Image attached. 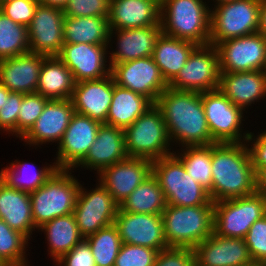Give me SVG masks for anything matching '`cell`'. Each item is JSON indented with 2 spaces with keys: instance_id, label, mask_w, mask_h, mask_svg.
<instances>
[{
  "instance_id": "cell-1",
  "label": "cell",
  "mask_w": 266,
  "mask_h": 266,
  "mask_svg": "<svg viewBox=\"0 0 266 266\" xmlns=\"http://www.w3.org/2000/svg\"><path fill=\"white\" fill-rule=\"evenodd\" d=\"M155 105L161 110L171 143L182 147L213 145L202 103V92L164 90Z\"/></svg>"
},
{
  "instance_id": "cell-2",
  "label": "cell",
  "mask_w": 266,
  "mask_h": 266,
  "mask_svg": "<svg viewBox=\"0 0 266 266\" xmlns=\"http://www.w3.org/2000/svg\"><path fill=\"white\" fill-rule=\"evenodd\" d=\"M212 201L255 193V171L246 142L212 145Z\"/></svg>"
},
{
  "instance_id": "cell-3",
  "label": "cell",
  "mask_w": 266,
  "mask_h": 266,
  "mask_svg": "<svg viewBox=\"0 0 266 266\" xmlns=\"http://www.w3.org/2000/svg\"><path fill=\"white\" fill-rule=\"evenodd\" d=\"M203 0H161L162 33L197 45L210 40L211 9Z\"/></svg>"
},
{
  "instance_id": "cell-4",
  "label": "cell",
  "mask_w": 266,
  "mask_h": 266,
  "mask_svg": "<svg viewBox=\"0 0 266 266\" xmlns=\"http://www.w3.org/2000/svg\"><path fill=\"white\" fill-rule=\"evenodd\" d=\"M161 216L169 247L194 248L213 233L214 205L167 204Z\"/></svg>"
},
{
  "instance_id": "cell-5",
  "label": "cell",
  "mask_w": 266,
  "mask_h": 266,
  "mask_svg": "<svg viewBox=\"0 0 266 266\" xmlns=\"http://www.w3.org/2000/svg\"><path fill=\"white\" fill-rule=\"evenodd\" d=\"M70 171L57 169L42 186L30 193L36 229L56 217L73 213L81 184Z\"/></svg>"
},
{
  "instance_id": "cell-6",
  "label": "cell",
  "mask_w": 266,
  "mask_h": 266,
  "mask_svg": "<svg viewBox=\"0 0 266 266\" xmlns=\"http://www.w3.org/2000/svg\"><path fill=\"white\" fill-rule=\"evenodd\" d=\"M124 137L128 157L154 161L173 154L162 112L155 104L124 129Z\"/></svg>"
},
{
  "instance_id": "cell-7",
  "label": "cell",
  "mask_w": 266,
  "mask_h": 266,
  "mask_svg": "<svg viewBox=\"0 0 266 266\" xmlns=\"http://www.w3.org/2000/svg\"><path fill=\"white\" fill-rule=\"evenodd\" d=\"M152 174L157 178L167 204L214 205L208 191L191 178L183 163L174 154L152 161Z\"/></svg>"
},
{
  "instance_id": "cell-8",
  "label": "cell",
  "mask_w": 266,
  "mask_h": 266,
  "mask_svg": "<svg viewBox=\"0 0 266 266\" xmlns=\"http://www.w3.org/2000/svg\"><path fill=\"white\" fill-rule=\"evenodd\" d=\"M215 8V9H214ZM211 8L209 44L255 34L259 29L260 0H239Z\"/></svg>"
},
{
  "instance_id": "cell-9",
  "label": "cell",
  "mask_w": 266,
  "mask_h": 266,
  "mask_svg": "<svg viewBox=\"0 0 266 266\" xmlns=\"http://www.w3.org/2000/svg\"><path fill=\"white\" fill-rule=\"evenodd\" d=\"M266 215V197L259 193L214 202L213 232L245 238L249 228Z\"/></svg>"
},
{
  "instance_id": "cell-10",
  "label": "cell",
  "mask_w": 266,
  "mask_h": 266,
  "mask_svg": "<svg viewBox=\"0 0 266 266\" xmlns=\"http://www.w3.org/2000/svg\"><path fill=\"white\" fill-rule=\"evenodd\" d=\"M202 103L211 137L216 143L246 141L250 132L241 131L244 121L241 107L234 105L220 89L202 92Z\"/></svg>"
},
{
  "instance_id": "cell-11",
  "label": "cell",
  "mask_w": 266,
  "mask_h": 266,
  "mask_svg": "<svg viewBox=\"0 0 266 266\" xmlns=\"http://www.w3.org/2000/svg\"><path fill=\"white\" fill-rule=\"evenodd\" d=\"M220 67L216 47L198 45L168 87L177 91L207 92L219 89Z\"/></svg>"
},
{
  "instance_id": "cell-12",
  "label": "cell",
  "mask_w": 266,
  "mask_h": 266,
  "mask_svg": "<svg viewBox=\"0 0 266 266\" xmlns=\"http://www.w3.org/2000/svg\"><path fill=\"white\" fill-rule=\"evenodd\" d=\"M96 188L87 191L80 186L73 214L84 239L114 223L119 204L98 181ZM86 190V191H85Z\"/></svg>"
},
{
  "instance_id": "cell-13",
  "label": "cell",
  "mask_w": 266,
  "mask_h": 266,
  "mask_svg": "<svg viewBox=\"0 0 266 266\" xmlns=\"http://www.w3.org/2000/svg\"><path fill=\"white\" fill-rule=\"evenodd\" d=\"M220 73L264 70L266 65V37L260 32L231 38L216 46Z\"/></svg>"
},
{
  "instance_id": "cell-14",
  "label": "cell",
  "mask_w": 266,
  "mask_h": 266,
  "mask_svg": "<svg viewBox=\"0 0 266 266\" xmlns=\"http://www.w3.org/2000/svg\"><path fill=\"white\" fill-rule=\"evenodd\" d=\"M111 74L115 84L148 98L153 104L168 88L152 56L114 64Z\"/></svg>"
},
{
  "instance_id": "cell-15",
  "label": "cell",
  "mask_w": 266,
  "mask_h": 266,
  "mask_svg": "<svg viewBox=\"0 0 266 266\" xmlns=\"http://www.w3.org/2000/svg\"><path fill=\"white\" fill-rule=\"evenodd\" d=\"M100 125L99 121L74 113L58 144L56 162H54L56 167L73 170L86 157Z\"/></svg>"
},
{
  "instance_id": "cell-16",
  "label": "cell",
  "mask_w": 266,
  "mask_h": 266,
  "mask_svg": "<svg viewBox=\"0 0 266 266\" xmlns=\"http://www.w3.org/2000/svg\"><path fill=\"white\" fill-rule=\"evenodd\" d=\"M63 9L38 4L28 26L29 52L57 56L64 45Z\"/></svg>"
},
{
  "instance_id": "cell-17",
  "label": "cell",
  "mask_w": 266,
  "mask_h": 266,
  "mask_svg": "<svg viewBox=\"0 0 266 266\" xmlns=\"http://www.w3.org/2000/svg\"><path fill=\"white\" fill-rule=\"evenodd\" d=\"M114 224L122 243L161 251L168 248L161 214L131 213L118 210Z\"/></svg>"
},
{
  "instance_id": "cell-18",
  "label": "cell",
  "mask_w": 266,
  "mask_h": 266,
  "mask_svg": "<svg viewBox=\"0 0 266 266\" xmlns=\"http://www.w3.org/2000/svg\"><path fill=\"white\" fill-rule=\"evenodd\" d=\"M108 47L110 46L64 43L57 56L70 69L75 83L97 80L111 74V67L106 64Z\"/></svg>"
},
{
  "instance_id": "cell-19",
  "label": "cell",
  "mask_w": 266,
  "mask_h": 266,
  "mask_svg": "<svg viewBox=\"0 0 266 266\" xmlns=\"http://www.w3.org/2000/svg\"><path fill=\"white\" fill-rule=\"evenodd\" d=\"M151 174V160L128 157L102 169L98 180L120 205Z\"/></svg>"
},
{
  "instance_id": "cell-20",
  "label": "cell",
  "mask_w": 266,
  "mask_h": 266,
  "mask_svg": "<svg viewBox=\"0 0 266 266\" xmlns=\"http://www.w3.org/2000/svg\"><path fill=\"white\" fill-rule=\"evenodd\" d=\"M193 249L196 266H244L253 262L243 238L213 232Z\"/></svg>"
},
{
  "instance_id": "cell-21",
  "label": "cell",
  "mask_w": 266,
  "mask_h": 266,
  "mask_svg": "<svg viewBox=\"0 0 266 266\" xmlns=\"http://www.w3.org/2000/svg\"><path fill=\"white\" fill-rule=\"evenodd\" d=\"M75 113L71 99H49L34 125L21 138L30 147L61 141L72 115Z\"/></svg>"
},
{
  "instance_id": "cell-22",
  "label": "cell",
  "mask_w": 266,
  "mask_h": 266,
  "mask_svg": "<svg viewBox=\"0 0 266 266\" xmlns=\"http://www.w3.org/2000/svg\"><path fill=\"white\" fill-rule=\"evenodd\" d=\"M115 81L112 74L75 83L71 101L75 113L106 124Z\"/></svg>"
},
{
  "instance_id": "cell-23",
  "label": "cell",
  "mask_w": 266,
  "mask_h": 266,
  "mask_svg": "<svg viewBox=\"0 0 266 266\" xmlns=\"http://www.w3.org/2000/svg\"><path fill=\"white\" fill-rule=\"evenodd\" d=\"M46 55L27 52L0 60V83L10 92L36 93L39 73Z\"/></svg>"
},
{
  "instance_id": "cell-24",
  "label": "cell",
  "mask_w": 266,
  "mask_h": 266,
  "mask_svg": "<svg viewBox=\"0 0 266 266\" xmlns=\"http://www.w3.org/2000/svg\"><path fill=\"white\" fill-rule=\"evenodd\" d=\"M161 33V24L141 28L110 30L109 42L116 34L118 39L117 50L108 53L110 54V67L114 64L152 56L156 40Z\"/></svg>"
},
{
  "instance_id": "cell-25",
  "label": "cell",
  "mask_w": 266,
  "mask_h": 266,
  "mask_svg": "<svg viewBox=\"0 0 266 266\" xmlns=\"http://www.w3.org/2000/svg\"><path fill=\"white\" fill-rule=\"evenodd\" d=\"M128 158L124 129L102 123L86 157L75 167L97 171Z\"/></svg>"
},
{
  "instance_id": "cell-26",
  "label": "cell",
  "mask_w": 266,
  "mask_h": 266,
  "mask_svg": "<svg viewBox=\"0 0 266 266\" xmlns=\"http://www.w3.org/2000/svg\"><path fill=\"white\" fill-rule=\"evenodd\" d=\"M110 30L160 25L158 0H110L108 14Z\"/></svg>"
},
{
  "instance_id": "cell-27",
  "label": "cell",
  "mask_w": 266,
  "mask_h": 266,
  "mask_svg": "<svg viewBox=\"0 0 266 266\" xmlns=\"http://www.w3.org/2000/svg\"><path fill=\"white\" fill-rule=\"evenodd\" d=\"M220 91L244 111L266 97V75L263 70L220 73Z\"/></svg>"
},
{
  "instance_id": "cell-28",
  "label": "cell",
  "mask_w": 266,
  "mask_h": 266,
  "mask_svg": "<svg viewBox=\"0 0 266 266\" xmlns=\"http://www.w3.org/2000/svg\"><path fill=\"white\" fill-rule=\"evenodd\" d=\"M0 218L28 239L36 227L33 222L30 194L8 187L0 180Z\"/></svg>"
},
{
  "instance_id": "cell-29",
  "label": "cell",
  "mask_w": 266,
  "mask_h": 266,
  "mask_svg": "<svg viewBox=\"0 0 266 266\" xmlns=\"http://www.w3.org/2000/svg\"><path fill=\"white\" fill-rule=\"evenodd\" d=\"M197 46L188 40L160 34L156 40L152 57L168 84L184 67L190 54Z\"/></svg>"
},
{
  "instance_id": "cell-30",
  "label": "cell",
  "mask_w": 266,
  "mask_h": 266,
  "mask_svg": "<svg viewBox=\"0 0 266 266\" xmlns=\"http://www.w3.org/2000/svg\"><path fill=\"white\" fill-rule=\"evenodd\" d=\"M74 86L70 69L58 56H47L40 69L36 93L48 99H71Z\"/></svg>"
},
{
  "instance_id": "cell-31",
  "label": "cell",
  "mask_w": 266,
  "mask_h": 266,
  "mask_svg": "<svg viewBox=\"0 0 266 266\" xmlns=\"http://www.w3.org/2000/svg\"><path fill=\"white\" fill-rule=\"evenodd\" d=\"M153 105L148 98L114 84L106 124L126 129Z\"/></svg>"
},
{
  "instance_id": "cell-32",
  "label": "cell",
  "mask_w": 266,
  "mask_h": 266,
  "mask_svg": "<svg viewBox=\"0 0 266 266\" xmlns=\"http://www.w3.org/2000/svg\"><path fill=\"white\" fill-rule=\"evenodd\" d=\"M46 233L48 252L54 262L84 240L76 224L74 214L56 217L38 228ZM50 250V251H49Z\"/></svg>"
},
{
  "instance_id": "cell-33",
  "label": "cell",
  "mask_w": 266,
  "mask_h": 266,
  "mask_svg": "<svg viewBox=\"0 0 266 266\" xmlns=\"http://www.w3.org/2000/svg\"><path fill=\"white\" fill-rule=\"evenodd\" d=\"M108 17H70L64 18V43H87L108 45Z\"/></svg>"
},
{
  "instance_id": "cell-34",
  "label": "cell",
  "mask_w": 266,
  "mask_h": 266,
  "mask_svg": "<svg viewBox=\"0 0 266 266\" xmlns=\"http://www.w3.org/2000/svg\"><path fill=\"white\" fill-rule=\"evenodd\" d=\"M166 206L164 192L151 174L120 203L119 209L131 213L162 214Z\"/></svg>"
},
{
  "instance_id": "cell-35",
  "label": "cell",
  "mask_w": 266,
  "mask_h": 266,
  "mask_svg": "<svg viewBox=\"0 0 266 266\" xmlns=\"http://www.w3.org/2000/svg\"><path fill=\"white\" fill-rule=\"evenodd\" d=\"M14 162H11L10 166H6V168L0 170V180L10 188H14L29 194L42 186L58 169L53 163V165L51 164L38 170L35 169L37 171H32V169L34 170L35 168V164L31 163L33 166L32 168L29 165L30 163H24L18 160ZM29 171H31L32 175L29 174Z\"/></svg>"
},
{
  "instance_id": "cell-36",
  "label": "cell",
  "mask_w": 266,
  "mask_h": 266,
  "mask_svg": "<svg viewBox=\"0 0 266 266\" xmlns=\"http://www.w3.org/2000/svg\"><path fill=\"white\" fill-rule=\"evenodd\" d=\"M173 154L183 163L193 180L202 185L212 200V145L187 146Z\"/></svg>"
},
{
  "instance_id": "cell-37",
  "label": "cell",
  "mask_w": 266,
  "mask_h": 266,
  "mask_svg": "<svg viewBox=\"0 0 266 266\" xmlns=\"http://www.w3.org/2000/svg\"><path fill=\"white\" fill-rule=\"evenodd\" d=\"M90 245L96 266H114L122 241L113 223L85 238Z\"/></svg>"
},
{
  "instance_id": "cell-38",
  "label": "cell",
  "mask_w": 266,
  "mask_h": 266,
  "mask_svg": "<svg viewBox=\"0 0 266 266\" xmlns=\"http://www.w3.org/2000/svg\"><path fill=\"white\" fill-rule=\"evenodd\" d=\"M29 52L28 27L15 23L0 11V60Z\"/></svg>"
},
{
  "instance_id": "cell-39",
  "label": "cell",
  "mask_w": 266,
  "mask_h": 266,
  "mask_svg": "<svg viewBox=\"0 0 266 266\" xmlns=\"http://www.w3.org/2000/svg\"><path fill=\"white\" fill-rule=\"evenodd\" d=\"M28 241L29 239L25 235L13 230L0 218V263L26 260L25 250Z\"/></svg>"
},
{
  "instance_id": "cell-40",
  "label": "cell",
  "mask_w": 266,
  "mask_h": 266,
  "mask_svg": "<svg viewBox=\"0 0 266 266\" xmlns=\"http://www.w3.org/2000/svg\"><path fill=\"white\" fill-rule=\"evenodd\" d=\"M48 100L38 93L23 94L17 118V137L22 138L31 129Z\"/></svg>"
},
{
  "instance_id": "cell-41",
  "label": "cell",
  "mask_w": 266,
  "mask_h": 266,
  "mask_svg": "<svg viewBox=\"0 0 266 266\" xmlns=\"http://www.w3.org/2000/svg\"><path fill=\"white\" fill-rule=\"evenodd\" d=\"M159 251L122 243L114 266H153Z\"/></svg>"
},
{
  "instance_id": "cell-42",
  "label": "cell",
  "mask_w": 266,
  "mask_h": 266,
  "mask_svg": "<svg viewBox=\"0 0 266 266\" xmlns=\"http://www.w3.org/2000/svg\"><path fill=\"white\" fill-rule=\"evenodd\" d=\"M110 0H68L63 8L70 17H108Z\"/></svg>"
},
{
  "instance_id": "cell-43",
  "label": "cell",
  "mask_w": 266,
  "mask_h": 266,
  "mask_svg": "<svg viewBox=\"0 0 266 266\" xmlns=\"http://www.w3.org/2000/svg\"><path fill=\"white\" fill-rule=\"evenodd\" d=\"M244 240L253 262L266 264V215L252 224Z\"/></svg>"
},
{
  "instance_id": "cell-44",
  "label": "cell",
  "mask_w": 266,
  "mask_h": 266,
  "mask_svg": "<svg viewBox=\"0 0 266 266\" xmlns=\"http://www.w3.org/2000/svg\"><path fill=\"white\" fill-rule=\"evenodd\" d=\"M38 4V0H6L0 4V11L15 23L28 27Z\"/></svg>"
},
{
  "instance_id": "cell-45",
  "label": "cell",
  "mask_w": 266,
  "mask_h": 266,
  "mask_svg": "<svg viewBox=\"0 0 266 266\" xmlns=\"http://www.w3.org/2000/svg\"><path fill=\"white\" fill-rule=\"evenodd\" d=\"M193 248L168 247L159 251L153 266H195Z\"/></svg>"
},
{
  "instance_id": "cell-46",
  "label": "cell",
  "mask_w": 266,
  "mask_h": 266,
  "mask_svg": "<svg viewBox=\"0 0 266 266\" xmlns=\"http://www.w3.org/2000/svg\"><path fill=\"white\" fill-rule=\"evenodd\" d=\"M23 99L22 93L11 92L0 109V129L17 136V118Z\"/></svg>"
},
{
  "instance_id": "cell-47",
  "label": "cell",
  "mask_w": 266,
  "mask_h": 266,
  "mask_svg": "<svg viewBox=\"0 0 266 266\" xmlns=\"http://www.w3.org/2000/svg\"><path fill=\"white\" fill-rule=\"evenodd\" d=\"M59 266H96L90 245L84 239L56 261Z\"/></svg>"
},
{
  "instance_id": "cell-48",
  "label": "cell",
  "mask_w": 266,
  "mask_h": 266,
  "mask_svg": "<svg viewBox=\"0 0 266 266\" xmlns=\"http://www.w3.org/2000/svg\"><path fill=\"white\" fill-rule=\"evenodd\" d=\"M254 137L256 136L250 132L245 142L250 154L252 166L256 172L259 168L266 167V132L264 131L257 135L256 138ZM247 142L249 144H247ZM250 142L253 143V145L250 144ZM249 145H251V147H248Z\"/></svg>"
},
{
  "instance_id": "cell-49",
  "label": "cell",
  "mask_w": 266,
  "mask_h": 266,
  "mask_svg": "<svg viewBox=\"0 0 266 266\" xmlns=\"http://www.w3.org/2000/svg\"><path fill=\"white\" fill-rule=\"evenodd\" d=\"M255 191L266 197V167H261L255 172Z\"/></svg>"
},
{
  "instance_id": "cell-50",
  "label": "cell",
  "mask_w": 266,
  "mask_h": 266,
  "mask_svg": "<svg viewBox=\"0 0 266 266\" xmlns=\"http://www.w3.org/2000/svg\"><path fill=\"white\" fill-rule=\"evenodd\" d=\"M258 32H260L266 37V0H260V17Z\"/></svg>"
},
{
  "instance_id": "cell-51",
  "label": "cell",
  "mask_w": 266,
  "mask_h": 266,
  "mask_svg": "<svg viewBox=\"0 0 266 266\" xmlns=\"http://www.w3.org/2000/svg\"><path fill=\"white\" fill-rule=\"evenodd\" d=\"M39 4L63 9L68 0H38Z\"/></svg>"
},
{
  "instance_id": "cell-52",
  "label": "cell",
  "mask_w": 266,
  "mask_h": 266,
  "mask_svg": "<svg viewBox=\"0 0 266 266\" xmlns=\"http://www.w3.org/2000/svg\"><path fill=\"white\" fill-rule=\"evenodd\" d=\"M11 92L0 83V109L2 108V105L5 103V100H7L9 94Z\"/></svg>"
},
{
  "instance_id": "cell-53",
  "label": "cell",
  "mask_w": 266,
  "mask_h": 266,
  "mask_svg": "<svg viewBox=\"0 0 266 266\" xmlns=\"http://www.w3.org/2000/svg\"><path fill=\"white\" fill-rule=\"evenodd\" d=\"M27 260L21 261V262H6V263H0V266H28Z\"/></svg>"
},
{
  "instance_id": "cell-54",
  "label": "cell",
  "mask_w": 266,
  "mask_h": 266,
  "mask_svg": "<svg viewBox=\"0 0 266 266\" xmlns=\"http://www.w3.org/2000/svg\"><path fill=\"white\" fill-rule=\"evenodd\" d=\"M233 1H239V0H215L217 5H220L226 2H233Z\"/></svg>"
},
{
  "instance_id": "cell-55",
  "label": "cell",
  "mask_w": 266,
  "mask_h": 266,
  "mask_svg": "<svg viewBox=\"0 0 266 266\" xmlns=\"http://www.w3.org/2000/svg\"><path fill=\"white\" fill-rule=\"evenodd\" d=\"M260 265H261V263L252 262V263L244 265V266H260Z\"/></svg>"
},
{
  "instance_id": "cell-56",
  "label": "cell",
  "mask_w": 266,
  "mask_h": 266,
  "mask_svg": "<svg viewBox=\"0 0 266 266\" xmlns=\"http://www.w3.org/2000/svg\"><path fill=\"white\" fill-rule=\"evenodd\" d=\"M263 71H264V74L266 75V65H265V68H264V70H263Z\"/></svg>"
}]
</instances>
